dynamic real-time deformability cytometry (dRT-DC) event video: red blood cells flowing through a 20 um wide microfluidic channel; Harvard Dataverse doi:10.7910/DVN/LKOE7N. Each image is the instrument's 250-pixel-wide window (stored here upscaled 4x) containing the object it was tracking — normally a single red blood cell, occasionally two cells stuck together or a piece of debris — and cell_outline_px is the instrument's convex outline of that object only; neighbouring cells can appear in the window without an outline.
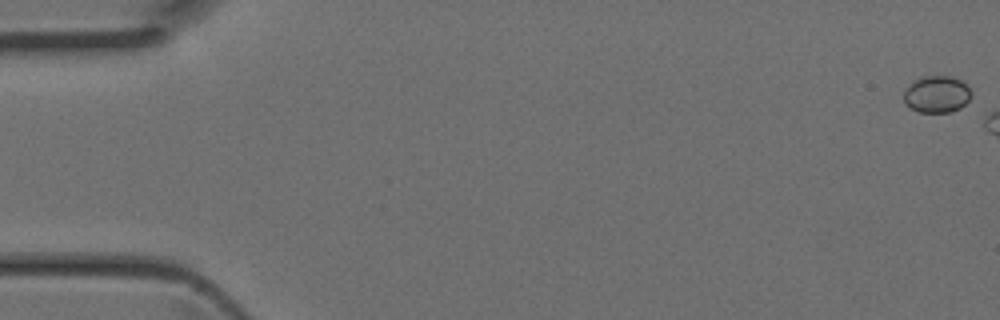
{"species": "Egyptian fruit bat (a non-hibernating species)", "species_latin": "Rousettus aegyptiacus", "temperature_condition": "room temperature", "stored_images_in_passage": 6, "camera_frame_rate_fps": 3000, "um_per_image_px": 0.085, "animal": {"sex": "female"}, "frame": {"image": 1, "passage_image": 1, "time_ms": 0.0, "image_size_px": [1000, 320], "cell_outline_px": [[972, 96], [960, 108], [952, 112], [920, 112], [912, 108], [904, 100], [904, 88], [912, 80], [924, 76], [952, 76], [964, 80], [968, 84], [972, 92]], "centroid_in_image_um": [79.66, 7.98], "position_along_channel_um": 5.3, "area_um2": 14.8}}